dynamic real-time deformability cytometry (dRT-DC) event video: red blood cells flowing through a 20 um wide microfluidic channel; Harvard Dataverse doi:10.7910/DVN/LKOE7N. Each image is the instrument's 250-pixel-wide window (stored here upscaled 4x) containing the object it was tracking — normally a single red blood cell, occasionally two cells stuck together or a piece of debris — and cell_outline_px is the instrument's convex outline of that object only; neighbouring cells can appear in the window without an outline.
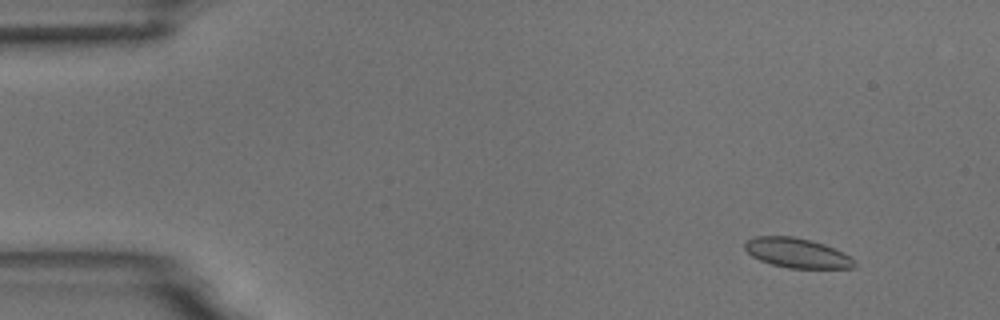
{"species": "common noctule bat (a hibernating species)", "species_latin": "Nyctalus noctula", "temperature_condition": "room temperature", "stored_images_in_passage": 7, "camera_frame_rate_fps": 3000, "um_per_image_px": 0.085, "animal": {"sex": "male", "body_mass_g": 18.8}, "frame": {"image": 1, "passage_image": 1, "time_ms": 0.0, "image_size_px": [1000, 320], "cell_outline_px": [[856, 268], [788, 268], [772, 264], [760, 260], [752, 256], [744, 248], [744, 244], [748, 240], [756, 236], [792, 236], [812, 240], [824, 244], [844, 252], [856, 264]], "centroid_in_image_um": [67.75, 21.5], "position_along_channel_um": 17.3, "area_um2": 18.9}}
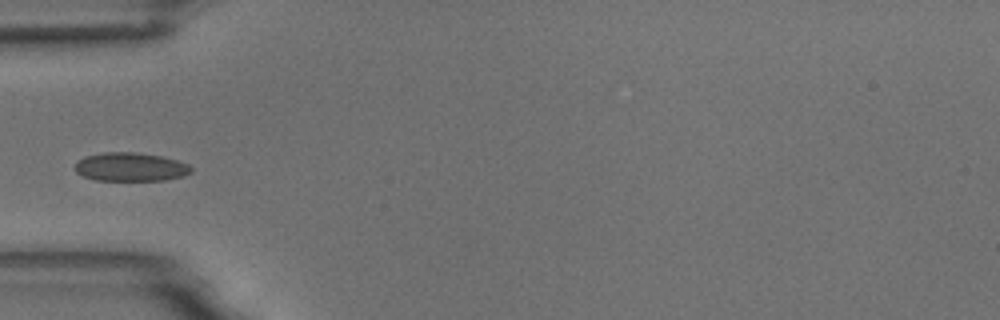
{"frame": {"image": 2, "passage_image": 4, "time_ms": 4.333, "image_size_px": [1000, 320], "cell_outline_px": [[192, 172], [184, 176], [164, 180], [96, 180], [84, 176], [76, 172], [72, 168], [76, 160], [84, 156], [104, 152], [136, 152], [160, 156], [176, 160], [188, 164], [192, 168]], "centroid_in_image_um": [11.05, 14.18], "position_along_channel_um": 74.0, "area_um2": 19.54}}